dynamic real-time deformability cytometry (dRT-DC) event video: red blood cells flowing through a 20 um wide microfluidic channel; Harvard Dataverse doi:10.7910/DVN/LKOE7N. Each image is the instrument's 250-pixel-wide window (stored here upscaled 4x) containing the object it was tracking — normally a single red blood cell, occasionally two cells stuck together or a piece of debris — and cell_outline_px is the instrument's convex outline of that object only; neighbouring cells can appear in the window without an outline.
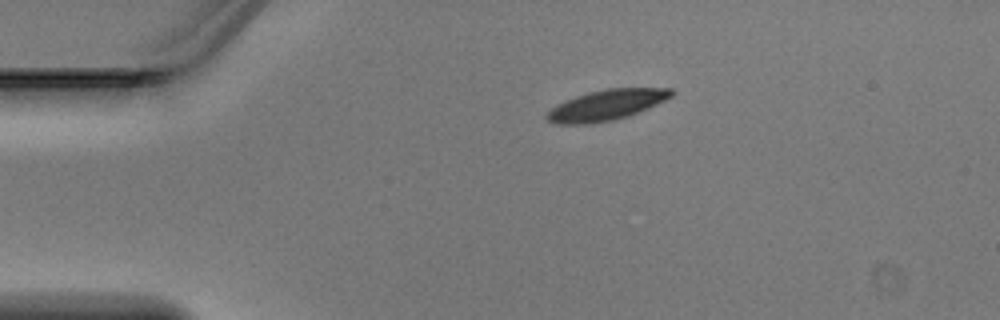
{"species": "Egyptian fruit bat (a non-hibernating species)", "species_latin": "Rousettus aegyptiacus", "temperature_condition": "warm", "stored_images_in_passage": 2, "camera_frame_rate_fps": 3000, "um_per_image_px": 0.085, "animal": {"sex": "male"}, "frame": {"image": 1, "passage_image": 1, "time_ms": 0.0, "image_size_px": [1000, 320], "cell_outline_px": [[676, 92], [672, 96], [648, 108], [628, 116], [616, 120], [588, 124], [556, 124], [544, 120], [544, 116], [556, 104], [564, 100], [588, 92], [608, 88], [672, 88]], "centroid_in_image_um": [51.51, 8.94], "position_along_channel_um": 33.5, "area_um2": 22.37}}